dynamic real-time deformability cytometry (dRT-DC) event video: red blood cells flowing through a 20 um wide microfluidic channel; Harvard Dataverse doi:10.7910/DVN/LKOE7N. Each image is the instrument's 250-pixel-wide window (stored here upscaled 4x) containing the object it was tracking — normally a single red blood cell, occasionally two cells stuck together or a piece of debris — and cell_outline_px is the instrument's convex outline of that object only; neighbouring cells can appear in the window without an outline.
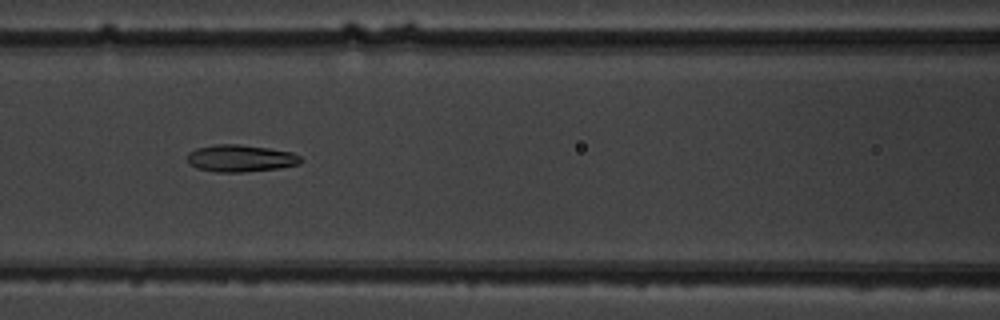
{"species": "common noctule bat (a hibernating species)", "species_latin": "Nyctalus noctula", "temperature_condition": "warm", "stored_images_in_passage": 11, "camera_frame_rate_fps": 3000, "um_per_image_px": 0.085, "animal": {"sex": "male", "body_mass_g": 19.5, "forearm_length_mm": 54.6}, "frame": {"image": 1, "passage_image": 8, "time_ms": 8.0, "image_size_px": [1000, 320], "cell_outline_px": [[304, 160], [300, 164], [280, 168], [244, 172], [216, 172], [196, 168], [188, 164], [188, 152], [196, 148], [216, 144], [240, 144], [268, 148], [292, 152], [300, 156]], "centroid_in_image_um": [20.45, 13.46], "position_along_channel_um": 146.1, "area_um2": 18.09}}
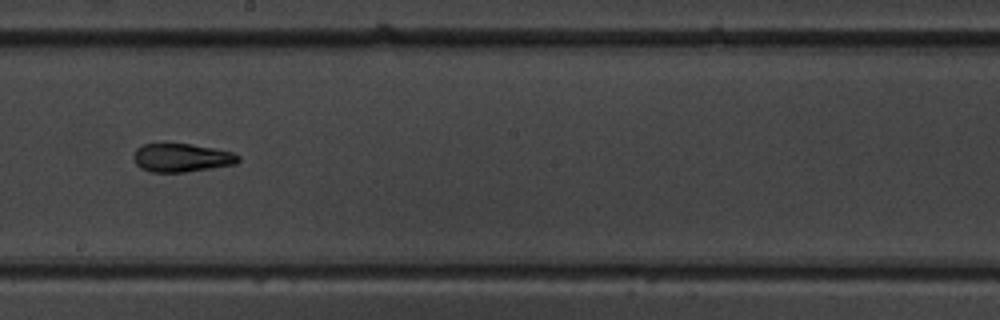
{"frame": {"image": 2, "passage_image": 10, "time_ms": 10.333, "image_size_px": [1000, 320], "cell_outline_px": [[240, 160], [236, 164], [184, 172], [152, 172], [140, 168], [136, 164], [132, 156], [136, 148], [144, 144], [192, 144], [232, 152], [240, 156]], "centroid_in_image_um": [15.42, 13.41], "position_along_channel_um": 232.8, "area_um2": 17.28}}
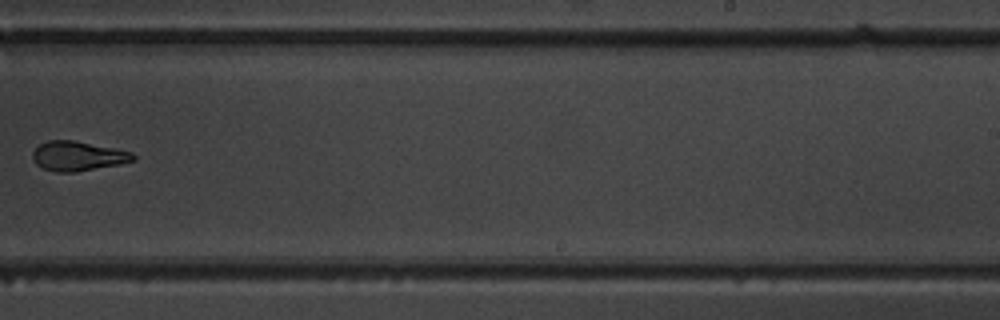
{"frame": {"image": 3, "passage_image": 11, "time_ms": 11.667, "image_size_px": [1000, 320], "cell_outline_px": [[136, 160], [120, 164], [76, 172], [56, 172], [44, 168], [36, 164], [32, 160], [32, 152], [40, 144], [48, 140], [72, 140], [132, 152], [136, 156]], "centroid_in_image_um": [6.61, 13.27], "position_along_channel_um": 282.4, "area_um2": 17.22}}